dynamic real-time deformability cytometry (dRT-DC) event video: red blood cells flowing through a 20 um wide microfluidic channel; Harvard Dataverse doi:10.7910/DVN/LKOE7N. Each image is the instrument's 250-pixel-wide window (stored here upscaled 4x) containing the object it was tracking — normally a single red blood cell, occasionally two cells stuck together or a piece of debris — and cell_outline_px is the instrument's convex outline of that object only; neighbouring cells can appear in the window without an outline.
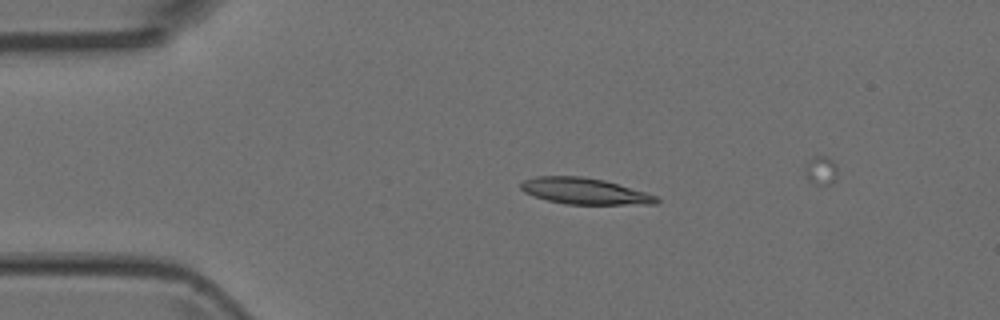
{"species": "Egyptian fruit bat (a non-hibernating species)", "species_latin": "Rousettus aegyptiacus", "temperature_condition": "room temperature", "stored_images_in_passage": 6, "camera_frame_rate_fps": 3000, "um_per_image_px": 0.085, "animal": {"sex": "female"}, "frame": {"image": 1, "passage_image": 4, "time_ms": 1.0, "image_size_px": [1000, 320], "cell_outline_px": [[660, 200], [656, 204], [564, 204], [548, 200], [524, 192], [520, 188], [520, 184], [524, 180], [536, 176], [580, 176], [604, 180], [644, 192], [656, 196]], "centroid_in_image_um": [49.66, 16.24], "position_along_channel_um": 35.3, "area_um2": 20.46}}
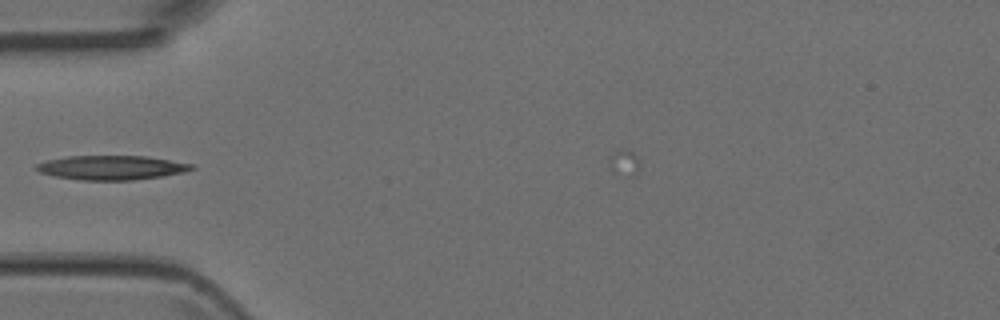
{"frame": {"image": 2, "passage_image": 5, "time_ms": 1.333, "image_size_px": [1000, 320], "cell_outline_px": [[196, 168], [184, 172], [160, 176], [132, 180], [80, 180], [56, 176], [40, 172], [36, 168], [36, 164], [48, 160], [68, 156], [144, 156], [192, 164]], "centroid_in_image_um": [9.47, 14.25], "position_along_channel_um": 75.5, "area_um2": 21.62}}
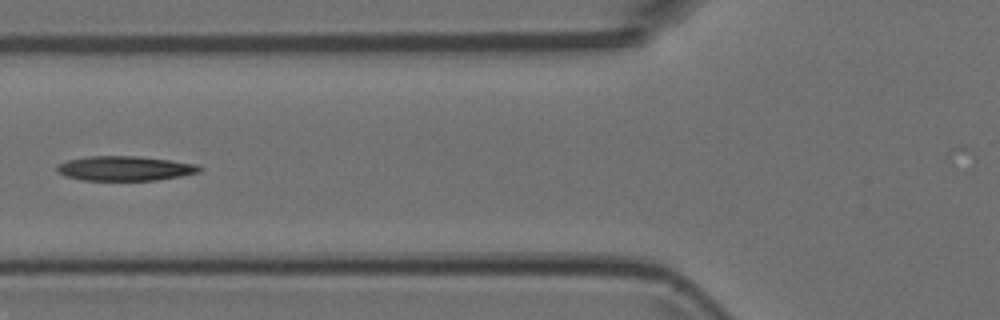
{"frame": {"image": 3, "passage_image": 6, "time_ms": 1.667, "image_size_px": [1000, 320], "cell_outline_px": [[204, 168], [200, 172], [180, 176], [156, 180], [84, 180], [64, 176], [56, 172], [56, 168], [60, 164], [68, 160], [88, 156], [140, 156], [196, 164]], "centroid_in_image_um": [10.62, 14.31], "position_along_channel_um": 115.2, "area_um2": 20.4}}